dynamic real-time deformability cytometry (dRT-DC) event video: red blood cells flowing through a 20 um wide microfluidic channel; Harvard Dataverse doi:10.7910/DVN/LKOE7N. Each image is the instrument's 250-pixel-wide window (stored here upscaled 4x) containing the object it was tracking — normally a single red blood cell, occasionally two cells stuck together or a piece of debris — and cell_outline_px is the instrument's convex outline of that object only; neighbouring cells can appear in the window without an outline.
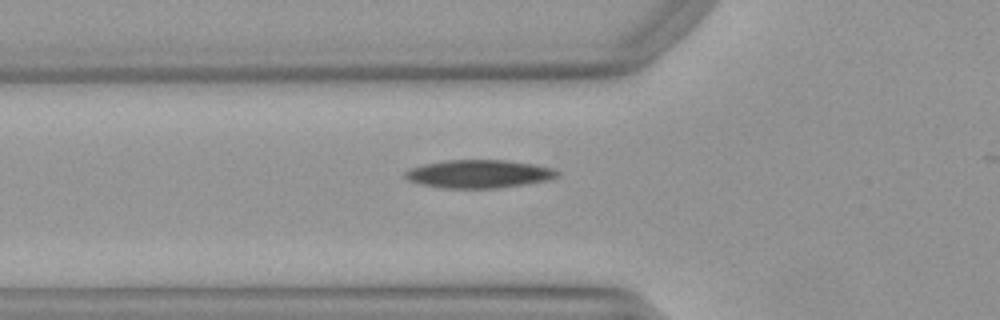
{"species": "Egyptian fruit bat (a non-hibernating species)", "species_latin": "Rousettus aegyptiacus", "temperature_condition": "warm", "stored_images_in_passage": 29, "camera_frame_rate_fps": 3000, "um_per_image_px": 0.085, "animal": {"sex": "female"}, "frame": {"image": 1, "passage_image": 2, "time_ms": 0.333, "image_size_px": [1000, 320], "cell_outline_px": [[560, 176], [544, 180], [524, 184], [496, 188], [444, 188], [420, 184], [408, 180], [404, 176], [404, 172], [408, 168], [424, 164], [444, 160], [508, 160], [536, 164], [552, 168], [560, 172]], "centroid_in_image_um": [40.68, 14.77], "position_along_channel_um": 85.1, "area_um2": 25.03}}
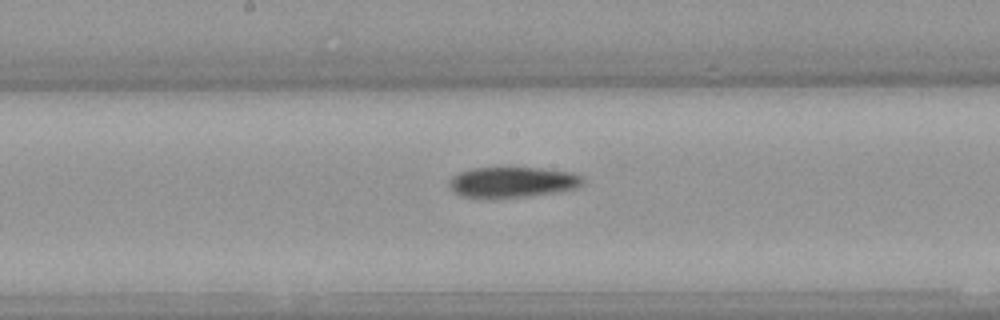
{"frame": {"image": 2, "passage_image": 11, "time_ms": 3.333, "image_size_px": [1000, 320], "cell_outline_px": [[584, 184], [576, 188], [556, 192], [528, 196], [484, 200], [464, 196], [452, 192], [448, 184], [448, 180], [452, 176], [460, 172], [472, 168], [540, 168], [572, 172], [584, 176]], "centroid_in_image_um": [43.53, 15.51], "position_along_channel_um": 204.7, "area_um2": 24.39}}
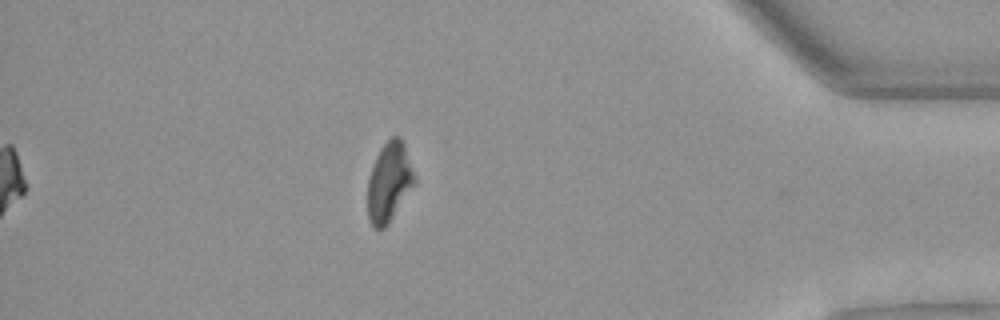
{"frame": {"image": 3, "passage_image": 29, "time_ms": 9.333, "image_size_px": [1000, 320], "cell_outline_px": [[416, 180], [388, 224], [384, 228], [376, 228], [372, 224], [368, 216], [368, 180], [376, 156], [380, 148], [392, 136], [400, 136], [404, 140], [416, 176]], "centroid_in_image_um": [33.1, 15.41], "position_along_channel_um": 402.1, "area_um2": 21.5}, "authors_computed_cell_mechanics": {"area_um2": 23.9292, "velocity_mm_per_s": 3.9708, "shape_relaxation_time_tau1_ms": 7.6645, "shape_relaxation_time_tau2_ms": null, "deformation_change_tau1": 0.1683, "deformation_change_tau2": null}}